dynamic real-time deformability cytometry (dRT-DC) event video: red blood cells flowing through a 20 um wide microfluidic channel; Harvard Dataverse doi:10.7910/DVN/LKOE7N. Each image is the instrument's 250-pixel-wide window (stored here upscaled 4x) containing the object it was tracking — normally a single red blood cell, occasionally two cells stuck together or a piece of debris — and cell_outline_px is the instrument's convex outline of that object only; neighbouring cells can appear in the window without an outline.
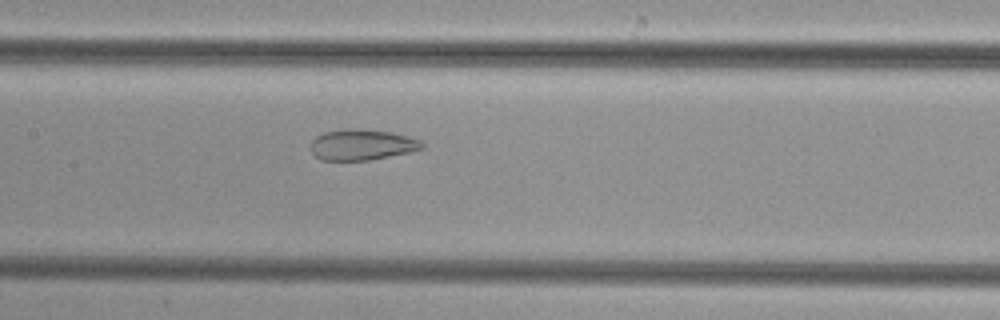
{"species": "common noctule bat (a hibernating species)", "species_latin": "Nyctalus noctula", "temperature_condition": "cold", "stored_images_in_passage": 51, "camera_frame_rate_fps": 3000, "um_per_image_px": 0.085, "animal": {"sex": "female", "body_mass_g": 29.2, "forearm_length_mm": 56.3}, "frame": {"image": 1, "passage_image": 25, "time_ms": 8.0, "image_size_px": [1000, 320], "cell_outline_px": [[424, 148], [408, 152], [368, 160], [320, 160], [312, 152], [312, 140], [316, 136], [324, 132], [344, 128], [364, 128], [392, 132], [408, 136], [420, 140], [424, 144]], "centroid_in_image_um": [30.76, 12.28], "position_along_channel_um": 176.6, "area_um2": 20.06}}
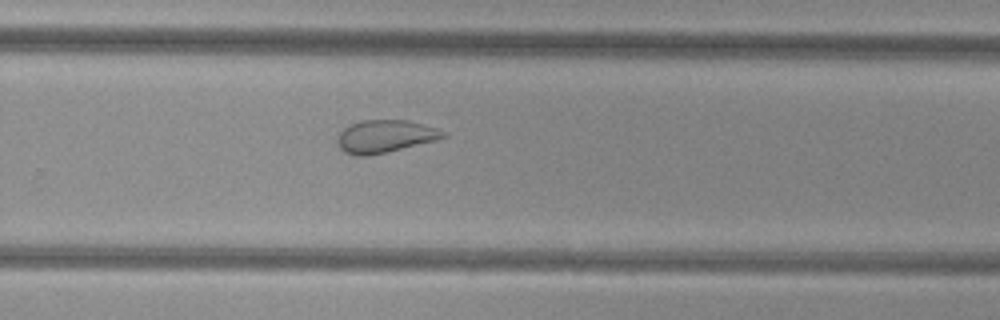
{"frame": {"image": 2, "passage_image": 34, "time_ms": 11.0, "image_size_px": [1000, 320], "cell_outline_px": [[448, 136], [436, 140], [368, 156], [352, 156], [344, 152], [340, 148], [336, 140], [340, 132], [344, 128], [360, 120], [408, 120], [436, 128], [444, 132]], "centroid_in_image_um": [32.69, 11.59], "position_along_channel_um": 297.1, "area_um2": 20.0}}
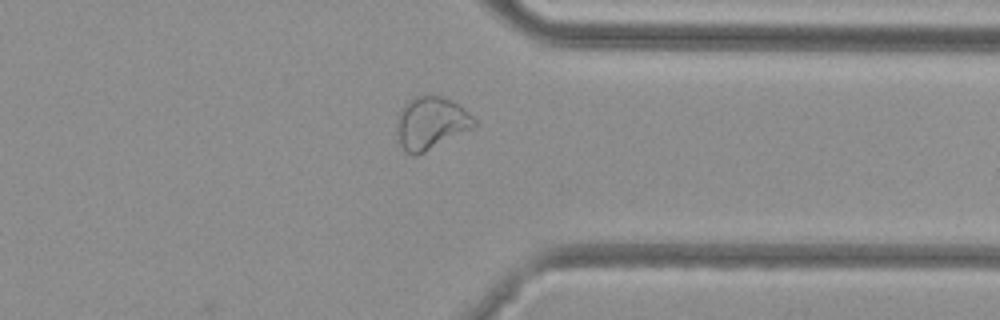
{"frame": {"image": 3, "passage_image": 40, "time_ms": 13.0, "image_size_px": [1000, 320], "cell_outline_px": [[476, 124], [424, 152], [404, 152], [400, 144], [396, 128], [396, 120], [404, 104], [408, 100], [416, 96], [444, 96], [452, 100], [464, 108], [476, 120]], "centroid_in_image_um": [36.59, 10.41], "position_along_channel_um": 374.8, "area_um2": 22.95}}